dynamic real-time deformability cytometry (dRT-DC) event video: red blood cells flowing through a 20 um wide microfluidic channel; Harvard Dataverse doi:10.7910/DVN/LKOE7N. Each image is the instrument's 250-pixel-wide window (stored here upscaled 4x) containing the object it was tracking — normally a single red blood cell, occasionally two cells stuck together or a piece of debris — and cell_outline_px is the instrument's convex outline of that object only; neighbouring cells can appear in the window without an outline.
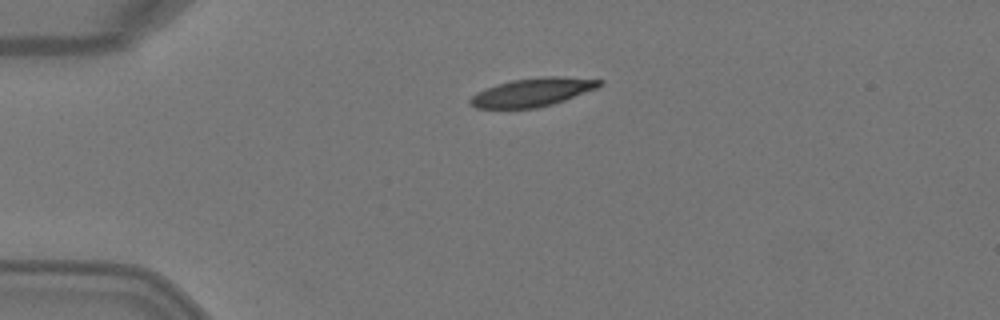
{"species": "Egyptian fruit bat (a non-hibernating species)", "species_latin": "Rousettus aegyptiacus", "temperature_condition": "warm", "stored_images_in_passage": 2, "camera_frame_rate_fps": 3000, "um_per_image_px": 0.085, "animal": {"sex": "female"}, "frame": {"image": 1, "passage_image": 1, "time_ms": 0.0, "image_size_px": [1000, 320], "cell_outline_px": [[604, 84], [596, 88], [564, 100], [552, 104], [536, 108], [476, 108], [468, 104], [468, 100], [476, 92], [496, 84], [512, 80], [540, 76], [560, 76], [604, 80]], "centroid_in_image_um": [45.24, 7.83], "position_along_channel_um": 39.8, "area_um2": 21.44}}